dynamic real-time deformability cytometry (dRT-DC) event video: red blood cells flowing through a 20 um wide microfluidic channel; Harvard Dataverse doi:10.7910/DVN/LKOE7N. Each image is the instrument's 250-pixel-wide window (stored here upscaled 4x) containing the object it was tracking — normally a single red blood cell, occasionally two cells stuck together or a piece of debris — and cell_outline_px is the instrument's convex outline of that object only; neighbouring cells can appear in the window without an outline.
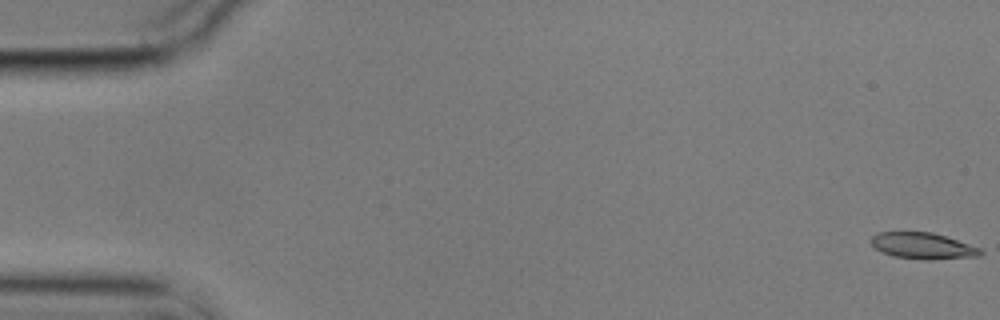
{"species": "common noctule bat (a hibernating species)", "species_latin": "Nyctalus noctula", "temperature_condition": "cold", "stored_images_in_passage": 13, "camera_frame_rate_fps": 3000, "um_per_image_px": 0.085, "animal": {"sex": "male", "body_mass_g": 17.9}, "frame": {"image": 1, "passage_image": 1, "time_ms": 0.0, "image_size_px": [1000, 320], "cell_outline_px": [[984, 252], [980, 256], [928, 260], [924, 260], [892, 256], [876, 248], [868, 240], [876, 232], [932, 232], [980, 248]], "centroid_in_image_um": [78.41, 20.9], "position_along_channel_um": 6.6, "area_um2": 16.7}}